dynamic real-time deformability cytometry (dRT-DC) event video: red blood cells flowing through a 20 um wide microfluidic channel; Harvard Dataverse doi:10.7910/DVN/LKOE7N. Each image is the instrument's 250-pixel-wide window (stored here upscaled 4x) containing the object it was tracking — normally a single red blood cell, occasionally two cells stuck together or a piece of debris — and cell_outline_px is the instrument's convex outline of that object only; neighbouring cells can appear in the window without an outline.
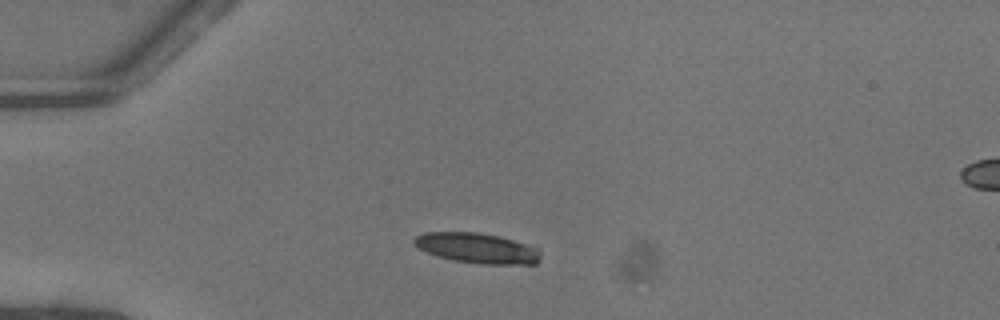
{"species": "common noctule bat (a hibernating species)", "species_latin": "Nyctalus noctula", "temperature_condition": "warm", "stored_images_in_passage": 38, "camera_frame_rate_fps": 3000, "um_per_image_px": 0.085, "animal": {"sex": "female"}, "frame": {"image": 1, "passage_image": 1, "time_ms": 0.0, "image_size_px": [1000, 320], "cell_outline_px": [[540, 260], [536, 264], [484, 264], [452, 260], [436, 256], [412, 244], [412, 240], [416, 236], [424, 232], [480, 232], [500, 236], [536, 248], [540, 252]], "centroid_in_image_um": [40.53, 21.09], "position_along_channel_um": 44.5, "area_um2": 22.25}}